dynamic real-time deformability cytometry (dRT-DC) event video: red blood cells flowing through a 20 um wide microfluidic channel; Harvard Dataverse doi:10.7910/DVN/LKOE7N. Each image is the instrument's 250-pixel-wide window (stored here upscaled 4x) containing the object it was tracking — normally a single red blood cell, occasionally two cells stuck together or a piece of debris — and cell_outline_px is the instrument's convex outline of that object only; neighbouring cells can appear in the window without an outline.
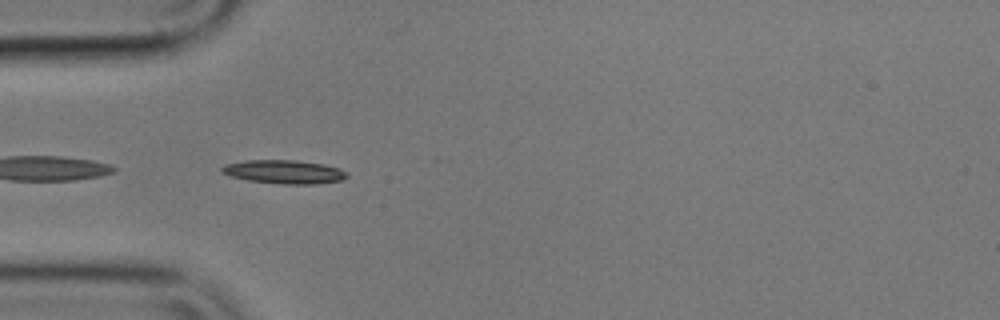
{"species": "common noctule bat (a hibernating species)", "species_latin": "Nyctalus noctula", "temperature_condition": "cold", "stored_images_in_passage": 40, "camera_frame_rate_fps": 3000, "um_per_image_px": 0.085, "animal": {"sex": "male", "body_mass_g": 17.9}, "frame": {"image": 1, "passage_image": 1, "time_ms": 0.0, "image_size_px": [1000, 320], "cell_outline_px": [[348, 176], [340, 180], [312, 184], [284, 184], [248, 180], [232, 176], [220, 172], [220, 168], [224, 164], [248, 160], [296, 160], [324, 164], [340, 168], [348, 172]], "centroid_in_image_um": [24.15, 14.59], "position_along_channel_um": 60.8, "area_um2": 17.17}}
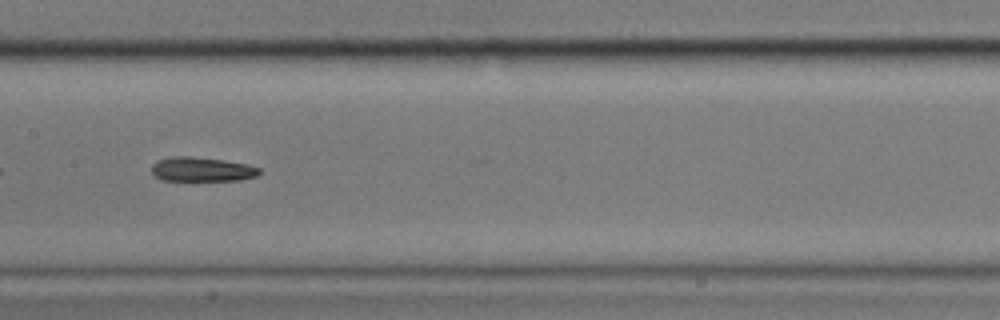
{"frame": {"image": 2, "passage_image": 12, "time_ms": 3.667, "image_size_px": [1000, 320], "cell_outline_px": [[264, 172], [256, 176], [240, 180], [164, 180], [156, 176], [152, 172], [152, 164], [160, 160], [172, 156], [192, 156], [248, 164], [260, 168]], "centroid_in_image_um": [17.21, 14.39], "position_along_channel_um": 190.2, "area_um2": 15.14}}
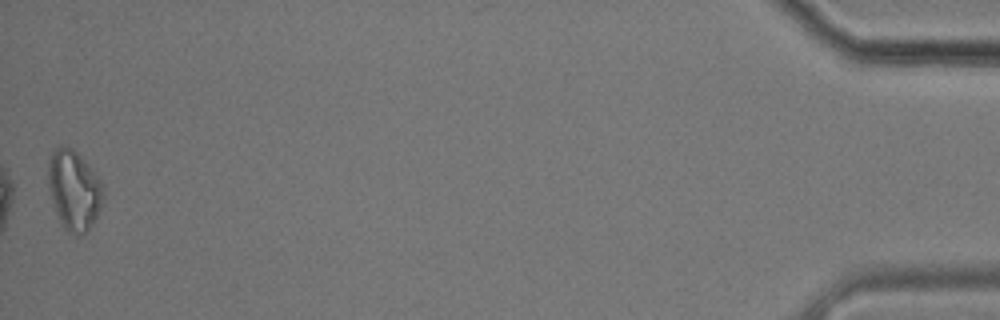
{"frame": {"image": 3, "passage_image": 40, "time_ms": 13.0, "image_size_px": [1000, 320], "cell_outline_px": [[104, 196], [100, 208], [88, 232], [80, 236], [76, 236], [68, 232], [60, 224], [48, 188], [48, 164], [52, 152], [60, 144], [72, 148], [96, 172], [104, 188]], "centroid_in_image_um": [6.29, 16.18], "position_along_channel_um": 428.9, "area_um2": 25.89}, "authors_computed_cell_mechanics": {"area_um2": 16.3863, "velocity_mm_per_s": 3.558, "shape_relaxation_time_tau1_ms": 5.579, "shape_relaxation_time_tau2_ms": 3.7939, "deformation_change_tau1": 0.1244, "deformation_change_tau2": 0.1309}}